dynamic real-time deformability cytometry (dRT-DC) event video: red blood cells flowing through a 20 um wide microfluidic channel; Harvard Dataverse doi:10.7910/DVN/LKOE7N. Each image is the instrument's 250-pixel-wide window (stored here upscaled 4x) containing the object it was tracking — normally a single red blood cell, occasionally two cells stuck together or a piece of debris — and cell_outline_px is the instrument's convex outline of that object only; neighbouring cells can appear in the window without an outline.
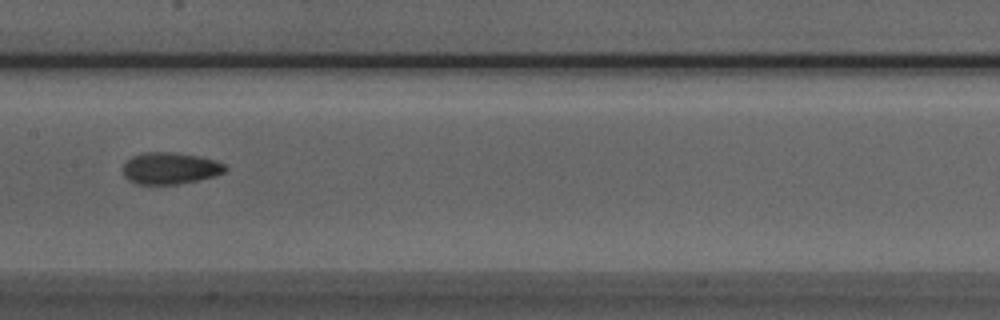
{"species": "Egyptian fruit bat (a non-hibernating species)", "species_latin": "Rousettus aegyptiacus", "temperature_condition": "room temperature", "stored_images_in_passage": 7, "camera_frame_rate_fps": 3000, "um_per_image_px": 0.085, "animal": {"sex": "male"}, "frame": {"image": 1, "passage_image": 7, "time_ms": 2.0, "image_size_px": [1000, 320], "cell_outline_px": [[228, 168], [224, 172], [216, 176], [200, 180], [176, 184], [136, 184], [128, 180], [124, 176], [124, 164], [132, 156], [144, 152], [168, 152], [196, 156], [216, 160], [224, 164]], "centroid_in_image_um": [14.47, 14.31], "position_along_channel_um": 192.9, "area_um2": 18.84}}